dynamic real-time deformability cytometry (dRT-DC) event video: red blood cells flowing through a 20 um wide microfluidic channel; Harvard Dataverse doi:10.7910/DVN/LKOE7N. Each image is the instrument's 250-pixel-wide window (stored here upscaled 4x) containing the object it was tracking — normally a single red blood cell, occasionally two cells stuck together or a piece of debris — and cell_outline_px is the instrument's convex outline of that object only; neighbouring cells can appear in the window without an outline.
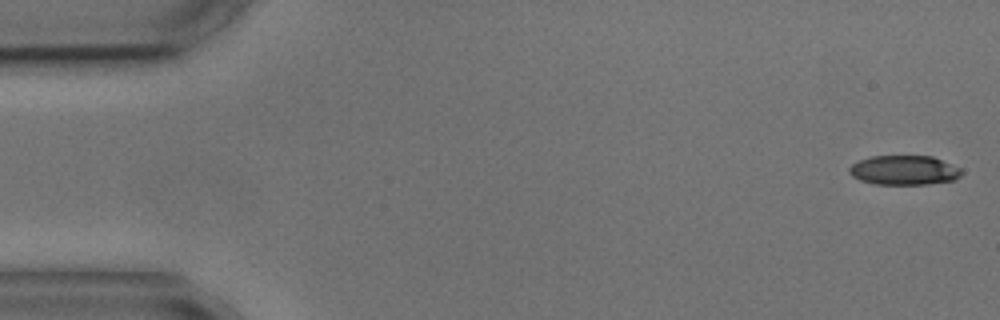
{"species": "common noctule bat (a hibernating species)", "species_latin": "Nyctalus noctula", "temperature_condition": "cold", "stored_images_in_passage": 5, "camera_frame_rate_fps": 3000, "um_per_image_px": 0.085, "animal": {"sex": "male", "body_mass_g": 17.9, "forearm_length_mm": 54.2}, "frame": {"image": 1, "passage_image": 1, "time_ms": 0.0, "image_size_px": [1000, 320], "cell_outline_px": [[964, 172], [956, 180], [928, 184], [876, 184], [860, 180], [852, 176], [848, 172], [848, 168], [852, 164], [860, 160], [872, 156], [932, 156], [960, 168]], "centroid_in_image_um": [76.86, 14.47], "position_along_channel_um": 8.1, "area_um2": 19.31}}
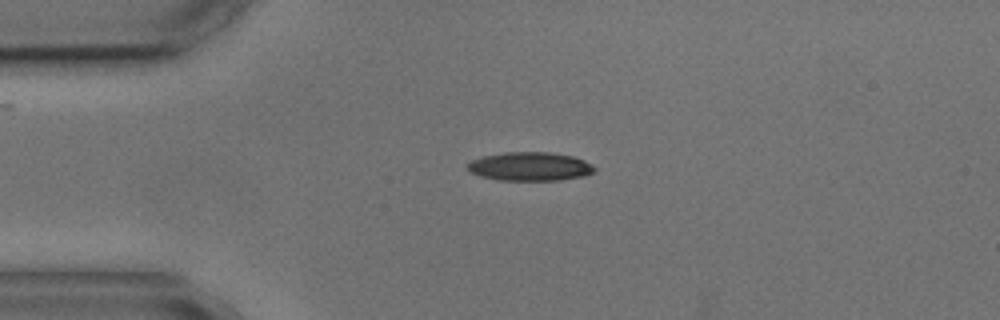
{"frame": {"image": 2, "passage_image": 4, "time_ms": 3.667, "image_size_px": [1000, 320], "cell_outline_px": [[596, 168], [592, 172], [584, 176], [560, 180], [500, 180], [480, 176], [468, 172], [464, 164], [472, 160], [484, 156], [504, 152], [548, 152], [572, 156], [584, 160], [592, 164]], "centroid_in_image_um": [45.0, 14.15], "position_along_channel_um": 40.0, "area_um2": 21.33}}